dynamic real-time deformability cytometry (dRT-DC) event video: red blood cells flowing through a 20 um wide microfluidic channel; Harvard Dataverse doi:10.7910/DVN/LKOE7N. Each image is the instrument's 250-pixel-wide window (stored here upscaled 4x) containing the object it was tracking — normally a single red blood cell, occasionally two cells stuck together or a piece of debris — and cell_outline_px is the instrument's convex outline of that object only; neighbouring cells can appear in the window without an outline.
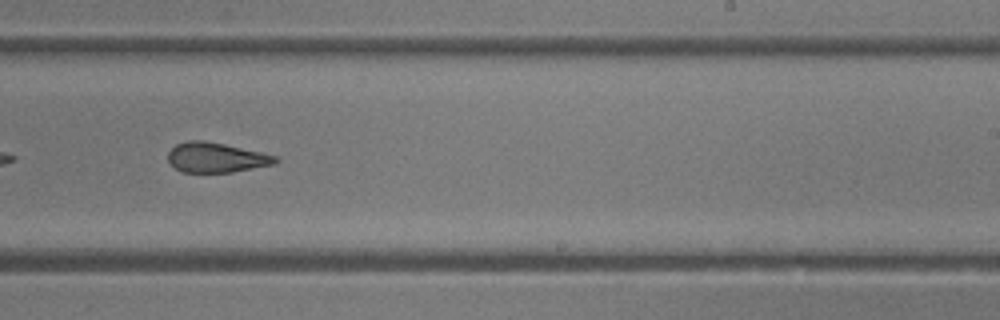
{"species": "common noctule bat (a hibernating species)", "species_latin": "Nyctalus noctula", "temperature_condition": "room temperature", "stored_images_in_passage": 28, "camera_frame_rate_fps": 3000, "um_per_image_px": 0.085, "animal": {"sex": "female"}, "frame": {"image": 1, "passage_image": 20, "time_ms": 6.333, "image_size_px": [1000, 320], "cell_outline_px": [[280, 160], [276, 164], [232, 172], [184, 172], [176, 168], [168, 160], [168, 152], [176, 144], [188, 140], [200, 140], [224, 144], [260, 152], [276, 156]], "centroid_in_image_um": [18.39, 13.39], "position_along_channel_um": 270.6, "area_um2": 18.55}}